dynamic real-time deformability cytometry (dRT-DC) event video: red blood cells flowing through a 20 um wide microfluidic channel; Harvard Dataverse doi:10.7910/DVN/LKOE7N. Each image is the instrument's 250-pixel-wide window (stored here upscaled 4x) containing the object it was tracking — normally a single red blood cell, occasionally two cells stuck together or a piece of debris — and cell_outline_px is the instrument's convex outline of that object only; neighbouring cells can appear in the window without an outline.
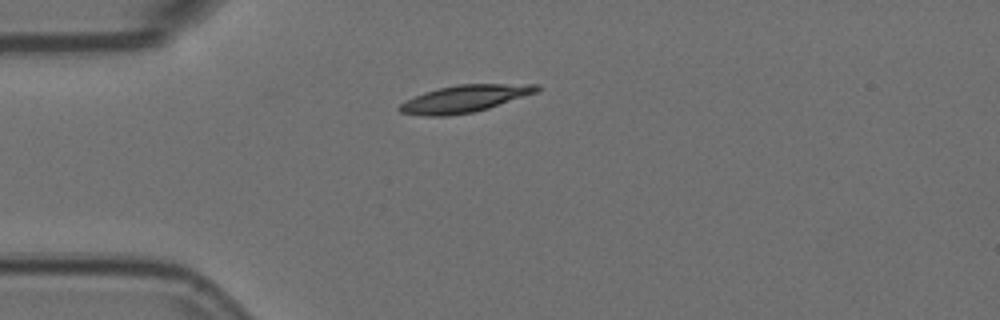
{"species": "Egyptian fruit bat (a non-hibernating species)", "species_latin": "Rousettus aegyptiacus", "temperature_condition": "room temperature", "stored_images_in_passage": 5, "camera_frame_rate_fps": 3000, "um_per_image_px": 0.085, "animal": {"sex": "female"}, "frame": {"image": 1, "passage_image": 5, "time_ms": 1.333, "image_size_px": [1000, 320], "cell_outline_px": [[540, 92], [488, 108], [472, 112], [448, 116], [424, 116], [400, 112], [396, 108], [400, 104], [424, 92], [456, 84], [540, 84]], "centroid_in_image_um": [39.54, 8.39], "position_along_channel_um": 45.5, "area_um2": 21.73}}